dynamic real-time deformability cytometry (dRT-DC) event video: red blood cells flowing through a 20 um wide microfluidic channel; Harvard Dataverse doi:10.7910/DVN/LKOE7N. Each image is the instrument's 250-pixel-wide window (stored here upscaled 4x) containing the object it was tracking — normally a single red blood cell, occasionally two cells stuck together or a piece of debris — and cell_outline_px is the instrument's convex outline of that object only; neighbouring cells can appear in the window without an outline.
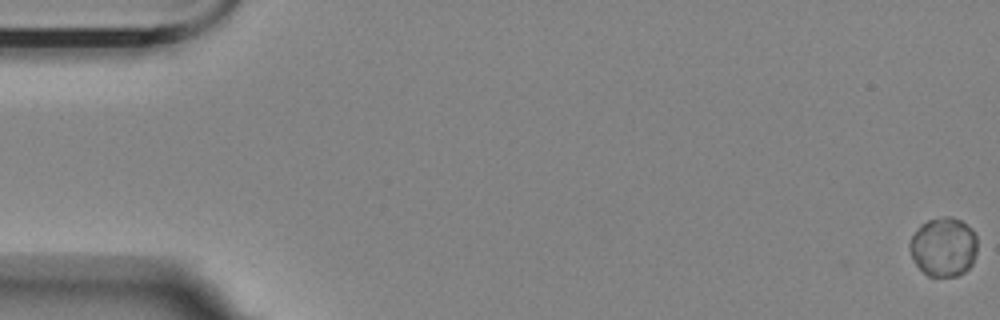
{"species": "Egyptian fruit bat (a non-hibernating species)", "species_latin": "Rousettus aegyptiacus", "temperature_condition": "room temperature", "stored_images_in_passage": 60, "camera_frame_rate_fps": 3000, "um_per_image_px": 0.085, "animal": {"sex": "female"}, "frame": {"image": 1, "passage_image": 1, "time_ms": 0.0, "image_size_px": [1000, 320], "cell_outline_px": [[976, 252], [972, 264], [964, 272], [956, 276], [928, 276], [916, 264], [912, 256], [908, 244], [912, 236], [920, 224], [928, 220], [944, 216], [948, 216], [960, 220], [972, 228], [976, 236]], "centroid_in_image_um": [80.2, 20.97], "position_along_channel_um": 4.8, "area_um2": 23.24}}
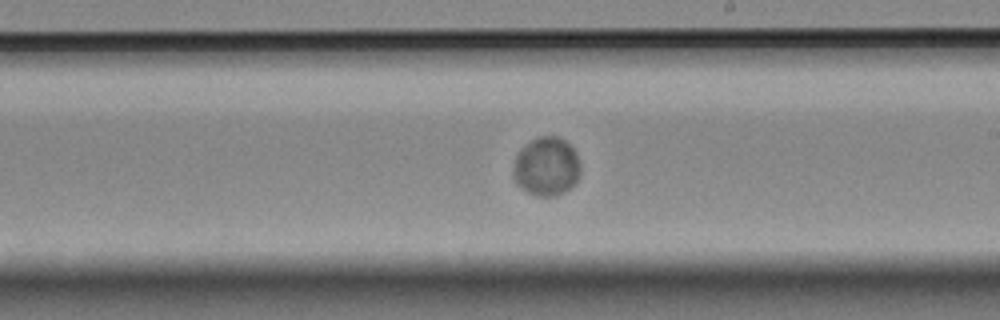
{"frame": {"image": 2, "passage_image": 35, "time_ms": 11.333, "image_size_px": [1000, 320], "cell_outline_px": [[580, 176], [564, 192], [556, 196], [536, 196], [528, 192], [516, 184], [512, 176], [512, 172], [516, 156], [520, 148], [536, 136], [556, 136], [564, 140], [576, 152], [580, 164]], "centroid_in_image_um": [46.42, 14.15], "position_along_channel_um": 242.6, "area_um2": 23.12}}
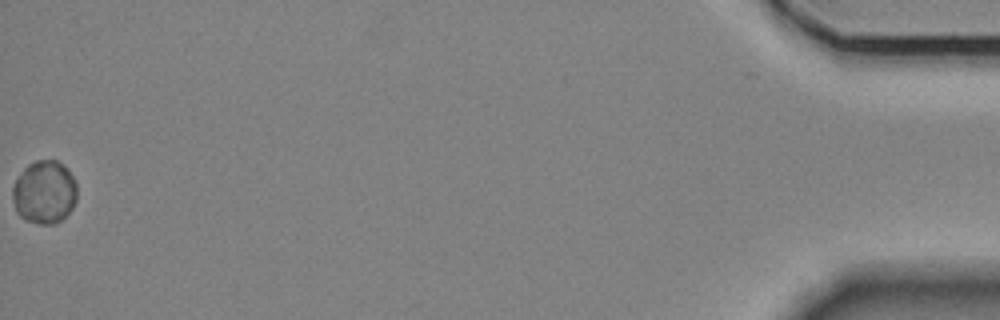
{"frame": {"image": 3, "passage_image": 60, "time_ms": 19.667, "image_size_px": [1000, 320], "cell_outline_px": [[76, 200], [72, 208], [56, 224], [40, 224], [28, 220], [20, 216], [16, 212], [12, 196], [12, 188], [16, 180], [24, 168], [28, 164], [36, 160], [56, 160], [64, 164], [72, 176], [76, 184]], "centroid_in_image_um": [3.77, 16.32], "position_along_channel_um": 431.4, "area_um2": 23.64}}